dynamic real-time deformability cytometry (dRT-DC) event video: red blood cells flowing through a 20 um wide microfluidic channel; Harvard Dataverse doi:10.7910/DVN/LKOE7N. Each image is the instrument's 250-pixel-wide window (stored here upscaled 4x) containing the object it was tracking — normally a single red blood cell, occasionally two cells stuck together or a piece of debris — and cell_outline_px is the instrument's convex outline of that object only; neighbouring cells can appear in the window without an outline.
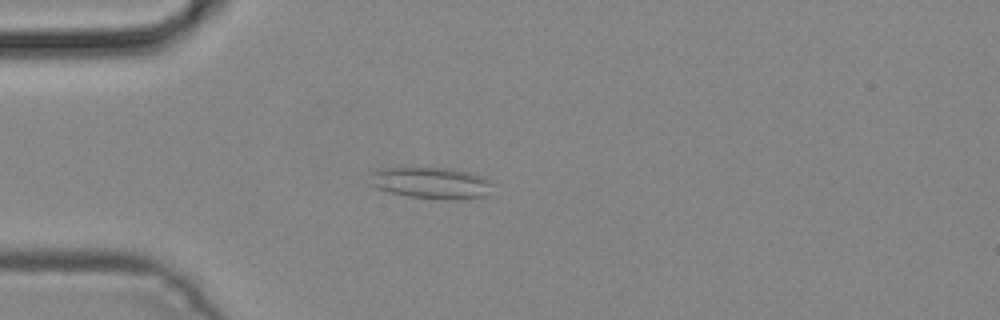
{"species": "common noctule bat (a hibernating species)", "species_latin": "Nyctalus noctula", "temperature_condition": "cold", "stored_images_in_passage": 5, "camera_frame_rate_fps": 3000, "um_per_image_px": 0.085, "animal": {"sex": "male", "body_mass_g": 19.2, "forearm_length_mm": 51.8}, "frame": {"image": 1, "passage_image": 4, "time_ms": 1.0, "image_size_px": [1000, 320], "cell_outline_px": [[496, 184], [488, 196], [408, 196], [376, 188], [368, 184], [372, 172], [376, 168], [448, 168], [472, 172], [484, 176]], "centroid_in_image_um": [36.64, 15.48], "position_along_channel_um": 48.4, "area_um2": 21.79}}